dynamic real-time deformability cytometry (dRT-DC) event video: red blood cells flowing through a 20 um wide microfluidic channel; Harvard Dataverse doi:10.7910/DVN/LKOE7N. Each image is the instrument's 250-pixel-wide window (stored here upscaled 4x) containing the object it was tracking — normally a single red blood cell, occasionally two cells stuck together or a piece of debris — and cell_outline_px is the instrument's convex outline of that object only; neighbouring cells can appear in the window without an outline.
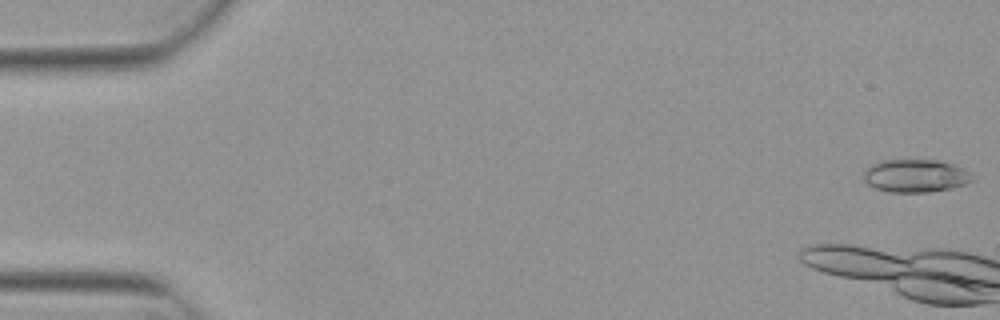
{"species": "Egyptian fruit bat (a non-hibernating species)", "species_latin": "Rousettus aegyptiacus", "temperature_condition": "warm", "stored_images_in_passage": 3, "camera_frame_rate_fps": 3000, "um_per_image_px": 0.085, "animal": {"sex": "female"}, "frame": {"image": 1, "passage_image": 1, "time_ms": 0.0, "image_size_px": [1000, 320], "cell_outline_px": [[976, 180], [952, 188], [928, 192], [888, 192], [876, 188], [868, 184], [864, 180], [864, 172], [872, 164], [880, 160], [936, 160], [952, 164], [968, 172]], "centroid_in_image_um": [77.81, 14.95], "position_along_channel_um": 7.2, "area_um2": 20.69}}